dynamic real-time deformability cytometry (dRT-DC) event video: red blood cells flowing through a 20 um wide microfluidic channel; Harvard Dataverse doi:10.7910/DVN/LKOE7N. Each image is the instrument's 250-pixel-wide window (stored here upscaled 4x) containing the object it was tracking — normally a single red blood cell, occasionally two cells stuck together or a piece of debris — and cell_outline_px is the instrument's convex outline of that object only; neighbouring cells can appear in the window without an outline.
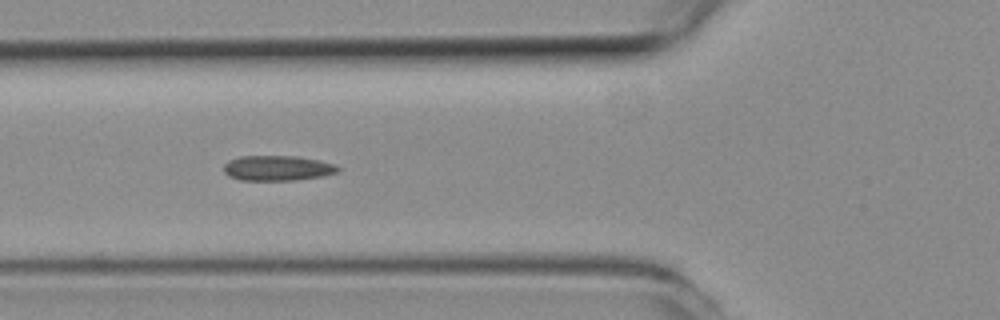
{"species": "common noctule bat (a hibernating species)", "species_latin": "Nyctalus noctula", "temperature_condition": "room temperature", "stored_images_in_passage": 10, "camera_frame_rate_fps": 3000, "um_per_image_px": 0.085, "animal": {"sex": "female", "body_mass_g": 19.3, "forearm_length_mm": 54.1}, "frame": {"image": 1, "passage_image": 6, "time_ms": 1.667, "image_size_px": [1000, 320], "cell_outline_px": [[340, 172], [320, 176], [296, 180], [240, 180], [228, 176], [224, 172], [224, 164], [228, 160], [240, 156], [296, 156], [320, 160], [336, 164], [340, 168]], "centroid_in_image_um": [23.59, 14.28], "position_along_channel_um": 102.2, "area_um2": 16.88}}